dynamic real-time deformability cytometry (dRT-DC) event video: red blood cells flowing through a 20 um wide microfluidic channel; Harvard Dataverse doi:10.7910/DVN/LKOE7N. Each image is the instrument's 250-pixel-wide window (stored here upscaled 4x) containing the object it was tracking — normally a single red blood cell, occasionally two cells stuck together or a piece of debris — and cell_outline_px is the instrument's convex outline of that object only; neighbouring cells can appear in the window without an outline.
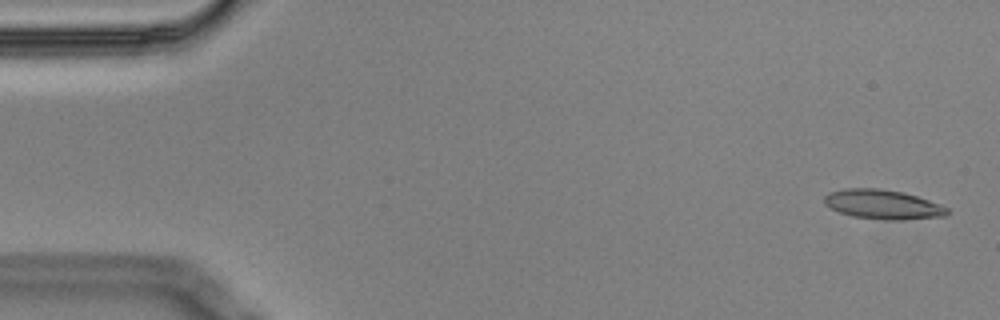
{"species": "Egyptian fruit bat (a non-hibernating species)", "species_latin": "Rousettus aegyptiacus", "temperature_condition": "cold", "stored_images_in_passage": 4, "camera_frame_rate_fps": 3000, "um_per_image_px": 0.085, "animal": {"sex": "male"}, "frame": {"image": 1, "passage_image": 1, "time_ms": 0.0, "image_size_px": [1000, 320], "cell_outline_px": [[948, 212], [944, 216], [900, 220], [884, 220], [852, 216], [840, 212], [824, 204], [824, 196], [828, 192], [844, 188], [876, 188], [904, 192], [940, 204], [948, 208]], "centroid_in_image_um": [75.01, 17.37], "position_along_channel_um": 10.0, "area_um2": 21.04}}